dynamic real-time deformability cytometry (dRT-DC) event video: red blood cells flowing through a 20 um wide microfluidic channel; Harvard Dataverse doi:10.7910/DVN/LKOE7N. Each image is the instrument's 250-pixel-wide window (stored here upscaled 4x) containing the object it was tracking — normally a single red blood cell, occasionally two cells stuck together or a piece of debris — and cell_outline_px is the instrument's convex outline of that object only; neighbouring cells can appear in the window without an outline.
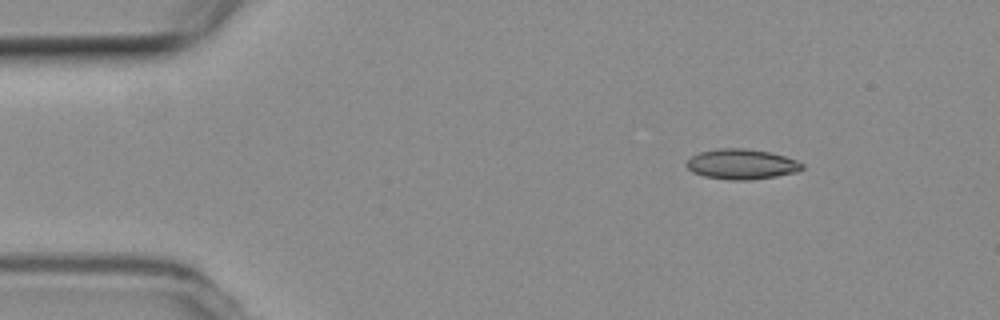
{"species": "common noctule bat (a hibernating species)", "species_latin": "Nyctalus noctula", "temperature_condition": "room temperature", "stored_images_in_passage": 48, "camera_frame_rate_fps": 3000, "um_per_image_px": 0.085, "animal": {"sex": "female", "body_mass_g": 19.3, "forearm_length_mm": 54.1}, "frame": {"image": 1, "passage_image": 1, "time_ms": 0.0, "image_size_px": [1000, 320], "cell_outline_px": [[804, 168], [796, 172], [776, 176], [752, 180], [732, 180], [704, 176], [692, 172], [684, 164], [692, 156], [700, 152], [720, 148], [744, 148], [772, 152], [796, 160], [804, 164]], "centroid_in_image_um": [63.04, 13.95], "position_along_channel_um": 22.0, "area_um2": 20.4}}
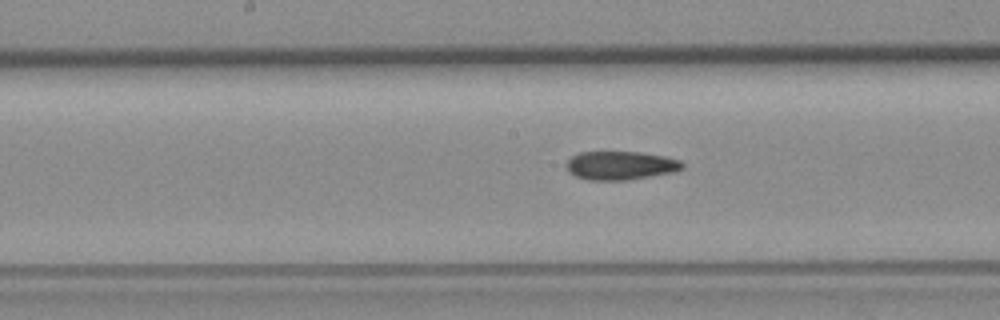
{"frame": {"image": 2, "passage_image": 21, "time_ms": 6.667, "image_size_px": [1000, 320], "cell_outline_px": [[684, 168], [676, 172], [628, 180], [588, 180], [576, 176], [568, 172], [564, 164], [572, 156], [580, 152], [640, 152], [664, 156], [680, 160], [684, 164]], "centroid_in_image_um": [52.75, 14.07], "position_along_channel_um": 195.4, "area_um2": 19.54}}
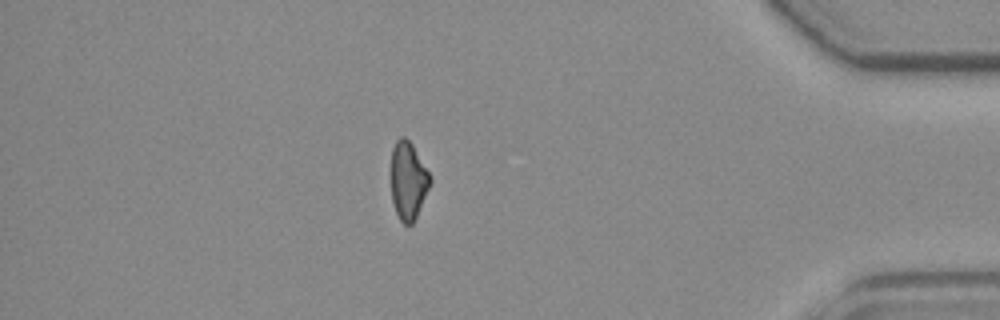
{"frame": {"image": 3, "passage_image": 41, "time_ms": 13.333, "image_size_px": [1000, 320], "cell_outline_px": [[432, 180], [416, 216], [412, 224], [404, 224], [400, 220], [396, 212], [392, 200], [392, 148], [396, 140], [400, 136], [404, 136], [412, 144], [432, 176]], "centroid_in_image_um": [34.7, 15.32], "position_along_channel_um": 400.5, "area_um2": 17.51}, "authors_computed_cell_mechanics": {"area_um2": 19.5364, "velocity_mm_per_s": 3.7393, "shape_relaxation_time_tau1_ms": null, "shape_relaxation_time_tau2_ms": 6.1098, "deformation_change_tau1": null, "deformation_change_tau2": 0.1261}}